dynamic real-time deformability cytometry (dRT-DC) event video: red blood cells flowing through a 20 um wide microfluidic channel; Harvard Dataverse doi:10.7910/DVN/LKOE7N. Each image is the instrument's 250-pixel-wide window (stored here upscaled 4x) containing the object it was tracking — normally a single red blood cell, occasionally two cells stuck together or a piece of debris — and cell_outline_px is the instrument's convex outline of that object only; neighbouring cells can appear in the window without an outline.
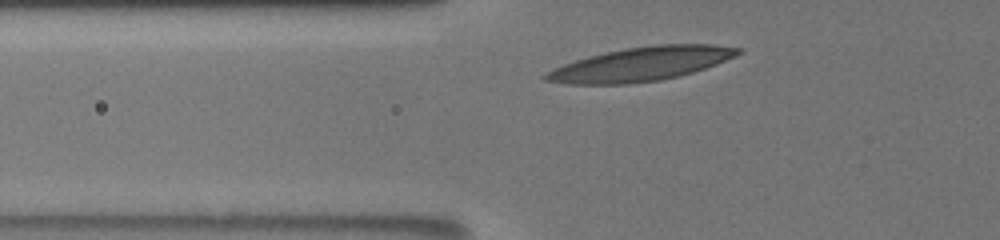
{"species": "human", "species_latin": "Homo sapiens", "temperature_condition": "room temperature", "stored_images_in_passage": 35, "camera_frame_rate_fps": 3000, "um_per_image_px": 0.085, "donor": {"sex": "male"}, "frame": {"image": 1, "passage_image": 6, "time_ms": 1.667, "image_size_px": [1000, 240], "cell_outline_px": [[740, 52], [736, 56], [716, 64], [692, 72], [660, 80], [628, 84], [568, 84], [544, 80], [544, 76], [548, 72], [564, 64], [588, 56], [628, 48], [652, 44], [712, 44], [740, 48]], "centroid_in_image_um": [54.5, 5.44], "position_along_channel_um": 71.3, "area_um2": 37.4}}
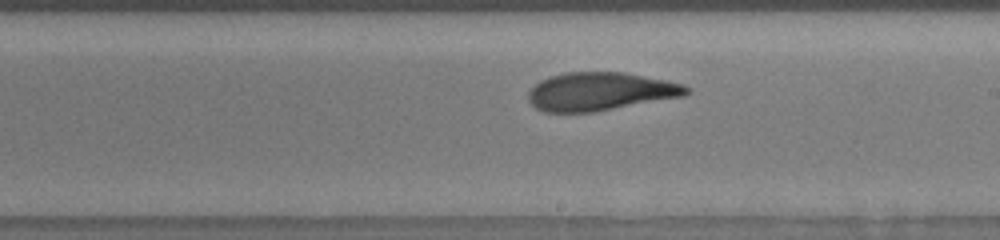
{"frame": {"image": 2, "passage_image": 20, "time_ms": 6.333, "image_size_px": [1000, 240], "cell_outline_px": [[692, 92], [684, 96], [596, 112], [544, 112], [536, 108], [528, 100], [528, 92], [540, 80], [548, 76], [568, 72], [624, 72], [668, 80], [684, 84], [692, 88]], "centroid_in_image_um": [51.07, 7.77], "position_along_channel_um": 237.9, "area_um2": 35.6}}
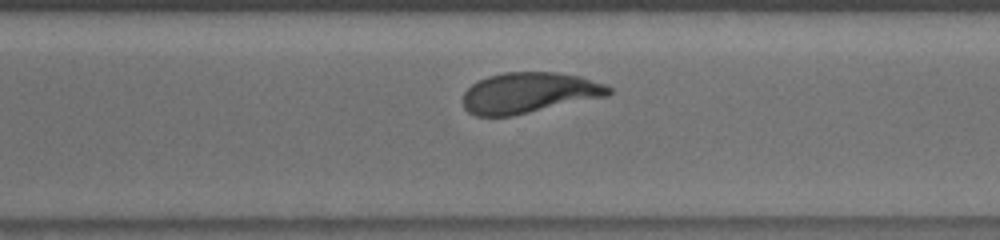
{"frame": {"image": 3, "passage_image": 27, "time_ms": 8.667, "image_size_px": [1000, 240], "cell_outline_px": [[612, 92], [608, 96], [512, 116], [476, 116], [468, 112], [464, 108], [464, 92], [472, 84], [488, 76], [504, 72], [556, 72], [580, 76], [604, 84], [612, 88]], "centroid_in_image_um": [44.98, 7.89], "position_along_channel_um": 325.6, "area_um2": 34.56}, "authors_computed_cell_mechanics": {"area_um2": 35.6626, "velocity_mm_per_s": 3.7596, "shape_relaxation_time_tau1_ms": 5.0508, "shape_relaxation_time_tau2_ms": 1.3225, "deformation_change_tau1": 0.1942, "deformation_change_tau2": 0.0857}}